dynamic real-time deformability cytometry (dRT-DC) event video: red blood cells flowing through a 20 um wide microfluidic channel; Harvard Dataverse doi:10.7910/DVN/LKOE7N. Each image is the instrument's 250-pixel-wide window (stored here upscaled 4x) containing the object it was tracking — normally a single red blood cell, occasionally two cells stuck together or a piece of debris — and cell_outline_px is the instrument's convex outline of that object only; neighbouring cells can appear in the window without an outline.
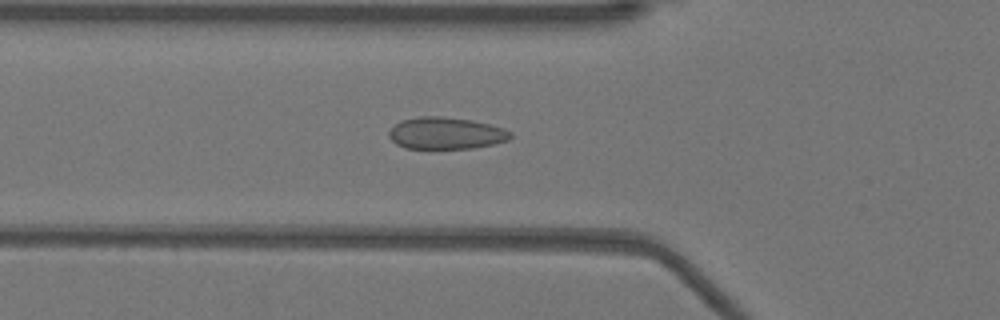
{"species": "Egyptian fruit bat (a non-hibernating species)", "species_latin": "Rousettus aegyptiacus", "temperature_condition": "warm", "stored_images_in_passage": 51, "camera_frame_rate_fps": 3000, "um_per_image_px": 0.085, "animal": {"sex": "female"}, "frame": {"image": 1, "passage_image": 18, "time_ms": 5.667, "image_size_px": [1000, 320], "cell_outline_px": [[512, 136], [508, 140], [492, 144], [472, 148], [404, 148], [396, 144], [388, 136], [388, 132], [400, 120], [420, 116], [444, 116], [472, 120], [504, 128], [512, 132]], "centroid_in_image_um": [37.89, 11.31], "position_along_channel_um": 87.9, "area_um2": 22.6}}
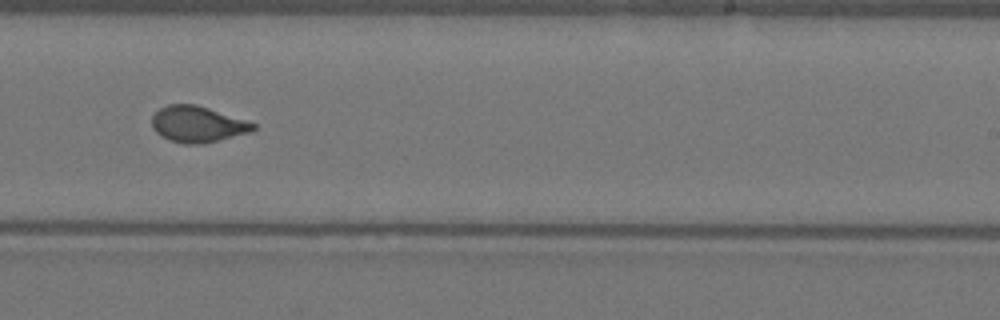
{"frame": {"image": 2, "passage_image": 32, "time_ms": 10.333, "image_size_px": [1000, 320], "cell_outline_px": [[256, 128], [252, 132], [204, 144], [184, 144], [168, 140], [160, 136], [152, 128], [152, 116], [160, 108], [168, 104], [196, 104], [256, 124]], "centroid_in_image_um": [16.77, 10.58], "position_along_channel_um": 272.2, "area_um2": 21.39}}
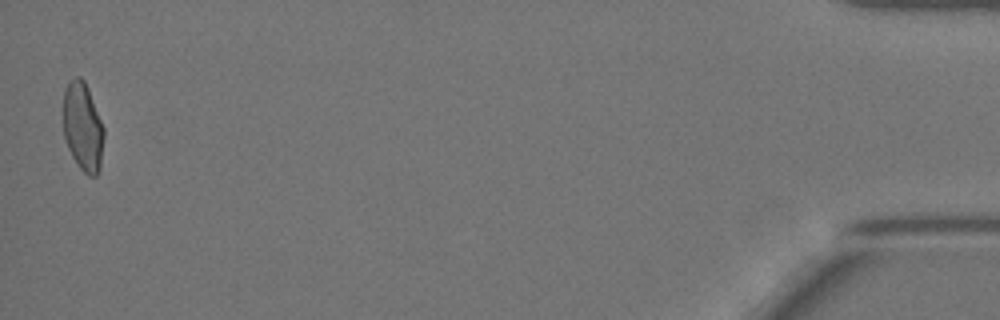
{"frame": {"image": 3, "passage_image": 51, "time_ms": 16.667, "image_size_px": [1000, 320], "cell_outline_px": [[104, 136], [100, 168], [96, 176], [88, 176], [80, 168], [72, 156], [68, 148], [64, 136], [64, 88], [76, 76], [80, 76], [84, 80], [88, 88], [104, 128]], "centroid_in_image_um": [7.05, 10.79], "position_along_channel_um": 428.2, "area_um2": 20.87}}